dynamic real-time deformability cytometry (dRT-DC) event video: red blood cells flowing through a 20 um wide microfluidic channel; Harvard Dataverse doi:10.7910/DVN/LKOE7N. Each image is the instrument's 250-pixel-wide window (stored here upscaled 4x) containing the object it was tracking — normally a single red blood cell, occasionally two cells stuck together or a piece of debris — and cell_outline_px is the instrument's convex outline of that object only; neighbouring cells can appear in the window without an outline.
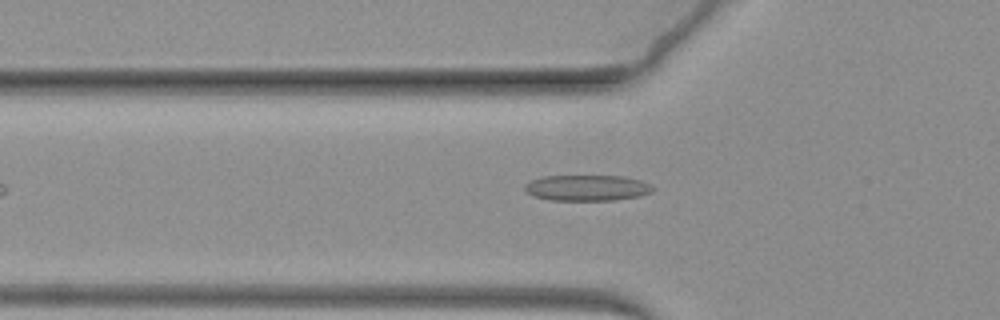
{"species": "common noctule bat (a hibernating species)", "species_latin": "Nyctalus noctula", "temperature_condition": "warm", "stored_images_in_passage": 46, "camera_frame_rate_fps": 3000, "um_per_image_px": 0.085, "animal": {"sex": "female", "body_mass_g": 19.3, "forearm_length_mm": 54.1}, "frame": {"image": 1, "passage_image": 8, "time_ms": 2.333, "image_size_px": [1000, 320], "cell_outline_px": [[656, 188], [652, 192], [640, 196], [612, 200], [548, 200], [532, 196], [524, 188], [524, 184], [532, 180], [544, 176], [624, 176], [640, 180], [652, 184]], "centroid_in_image_um": [49.93, 15.97], "position_along_channel_um": 75.9, "area_um2": 19.42}}
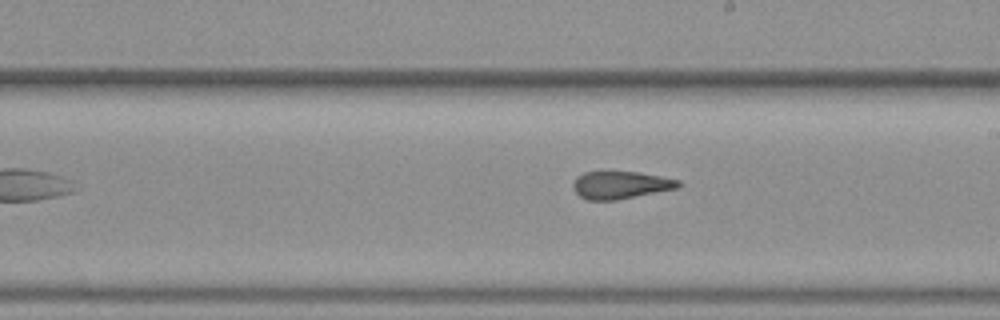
{"frame": {"image": 2, "passage_image": 23, "time_ms": 7.333, "image_size_px": [1000, 320], "cell_outline_px": [[680, 184], [676, 188], [616, 200], [588, 200], [580, 196], [572, 188], [572, 184], [576, 176], [584, 172], [640, 172], [680, 180]], "centroid_in_image_um": [52.7, 15.72], "position_along_channel_um": 236.3, "area_um2": 16.76}}
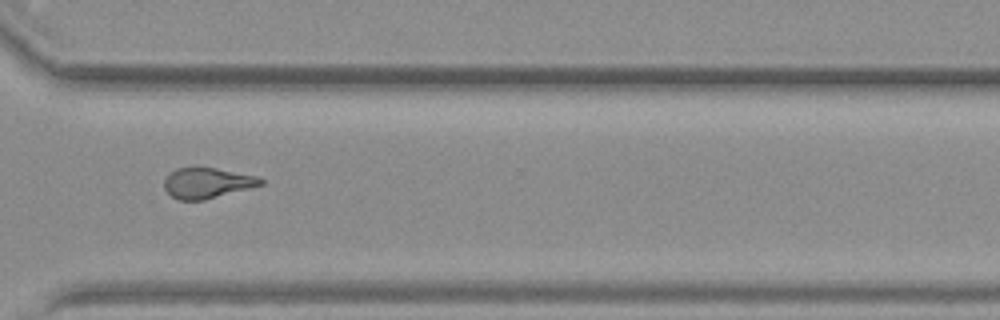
{"frame": {"image": 3, "passage_image": 34, "time_ms": 11.0, "image_size_px": [1000, 320], "cell_outline_px": [[264, 184], [204, 200], [180, 200], [172, 196], [164, 188], [164, 180], [176, 168], [216, 168], [256, 176], [264, 180]], "centroid_in_image_um": [17.61, 15.56], "position_along_channel_um": 353.0, "area_um2": 16.82}}